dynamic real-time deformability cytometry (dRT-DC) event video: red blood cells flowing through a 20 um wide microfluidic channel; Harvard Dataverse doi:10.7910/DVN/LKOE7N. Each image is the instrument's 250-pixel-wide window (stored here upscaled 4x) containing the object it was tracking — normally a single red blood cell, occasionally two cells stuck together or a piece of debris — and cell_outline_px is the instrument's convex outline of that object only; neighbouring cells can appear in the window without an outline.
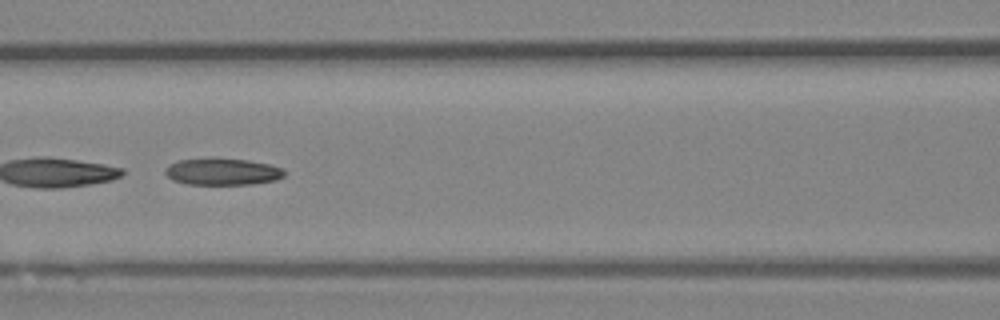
{"species": "Egyptian fruit bat (a non-hibernating species)", "species_latin": "Rousettus aegyptiacus", "temperature_condition": "room temperature", "stored_images_in_passage": 50, "segment_of_instrument_passage": [2, 2], "camera_frame_rate_fps": 3000, "um_per_image_px": 0.085, "animal": {"sex": "female"}, "frame": {"image": 1, "passage_image": 23, "time_ms": 7.333, "image_size_px": [1000, 320], "cell_outline_px": [[284, 176], [276, 180], [252, 184], [188, 184], [172, 180], [164, 172], [164, 168], [168, 164], [180, 160], [212, 156], [248, 160], [272, 164], [284, 168]], "centroid_in_image_um": [18.9, 14.56], "position_along_channel_um": 147.7, "area_um2": 19.19}}